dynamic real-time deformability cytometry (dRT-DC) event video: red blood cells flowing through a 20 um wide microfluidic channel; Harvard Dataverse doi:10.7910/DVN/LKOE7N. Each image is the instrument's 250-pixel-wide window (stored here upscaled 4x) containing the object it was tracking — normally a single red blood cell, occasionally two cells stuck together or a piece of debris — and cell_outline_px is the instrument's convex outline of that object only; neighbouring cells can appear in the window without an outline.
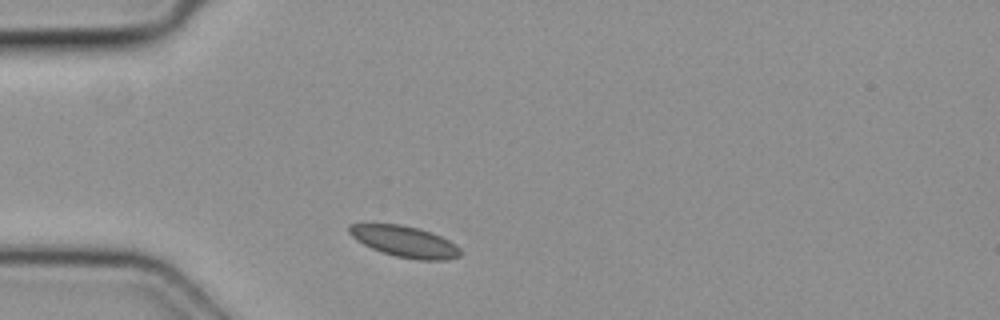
{"species": "common noctule bat (a hibernating species)", "species_latin": "Nyctalus noctula", "temperature_condition": "cold", "stored_images_in_passage": 1, "camera_frame_rate_fps": 3000, "um_per_image_px": 0.085, "animal": {"sex": "female", "body_mass_g": 19.3, "forearm_length_mm": 54.1}, "frame": {"image": 1, "passage_image": 1, "time_ms": 0.0, "image_size_px": [1000, 320], "cell_outline_px": [[464, 252], [460, 256], [448, 260], [416, 260], [396, 256], [380, 252], [356, 240], [348, 232], [348, 224], [400, 224], [420, 228], [432, 232], [456, 244]], "centroid_in_image_um": [34.44, 20.54], "position_along_channel_um": 50.6, "area_um2": 20.4}}